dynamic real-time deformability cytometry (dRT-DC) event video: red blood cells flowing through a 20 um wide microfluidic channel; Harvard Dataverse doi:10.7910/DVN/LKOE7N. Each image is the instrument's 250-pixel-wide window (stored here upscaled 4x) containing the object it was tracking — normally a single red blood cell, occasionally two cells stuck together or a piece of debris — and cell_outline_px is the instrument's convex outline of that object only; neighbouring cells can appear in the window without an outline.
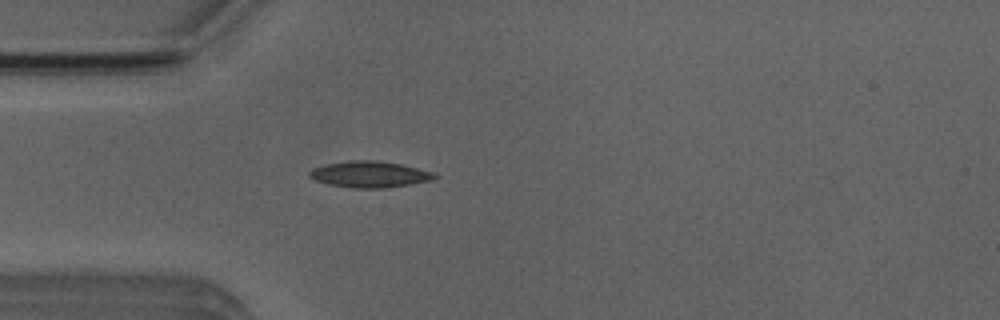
{"species": "Egyptian fruit bat (a non-hibernating species)", "species_latin": "Rousettus aegyptiacus", "temperature_condition": "room temperature", "stored_images_in_passage": 4, "camera_frame_rate_fps": 3000, "um_per_image_px": 0.085, "animal": {"sex": "male"}, "frame": {"image": 1, "passage_image": 4, "time_ms": 4.333, "image_size_px": [1000, 320], "cell_outline_px": [[440, 176], [432, 180], [388, 188], [352, 188], [328, 184], [316, 180], [308, 176], [308, 172], [312, 168], [324, 164], [348, 160], [376, 160], [400, 164], [436, 172]], "centroid_in_image_um": [31.43, 14.81], "position_along_channel_um": 53.6, "area_um2": 19.42}}